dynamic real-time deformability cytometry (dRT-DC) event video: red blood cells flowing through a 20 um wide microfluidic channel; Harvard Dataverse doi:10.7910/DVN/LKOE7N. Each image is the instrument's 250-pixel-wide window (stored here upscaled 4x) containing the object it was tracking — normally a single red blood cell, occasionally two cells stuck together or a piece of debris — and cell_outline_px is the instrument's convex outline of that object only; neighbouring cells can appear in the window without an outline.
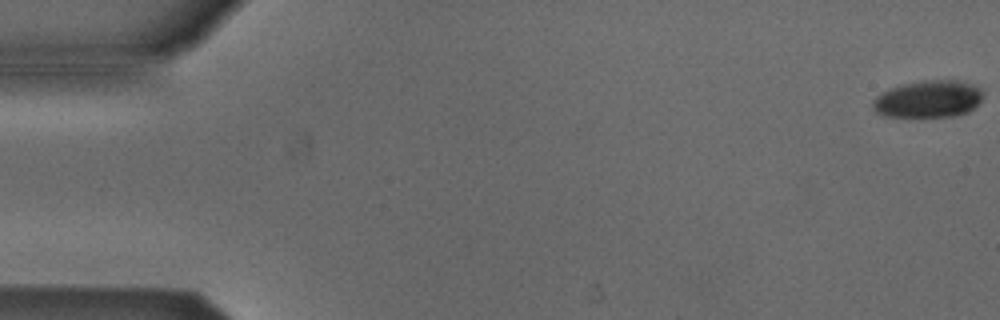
{"species": "Egyptian fruit bat (a non-hibernating species)", "species_latin": "Rousettus aegyptiacus", "temperature_condition": "cold", "stored_images_in_passage": 54, "camera_frame_rate_fps": 3000, "um_per_image_px": 0.085, "animal": {"sex": "male"}, "frame": {"image": 1, "passage_image": 1, "time_ms": 0.0, "image_size_px": [1000, 320], "cell_outline_px": [[984, 92], [980, 100], [968, 112], [956, 116], [884, 116], [876, 112], [872, 108], [872, 100], [876, 96], [892, 88], [904, 84], [924, 80], [956, 80], [972, 84], [980, 88]], "centroid_in_image_um": [78.9, 8.41], "position_along_channel_um": 6.1, "area_um2": 23.64}}
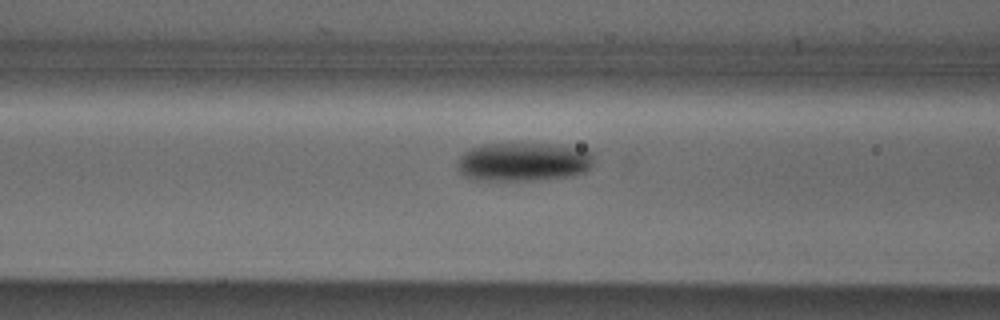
{"frame": {"image": 2, "passage_image": 22, "time_ms": 7.0, "image_size_px": [1000, 320], "cell_outline_px": [[592, 168], [584, 172], [572, 176], [532, 180], [476, 180], [464, 176], [456, 168], [456, 164], [460, 156], [464, 152], [480, 144], [552, 144], [588, 148], [592, 152]], "centroid_in_image_um": [44.51, 13.75], "position_along_channel_um": 122.1, "area_um2": 31.15}}
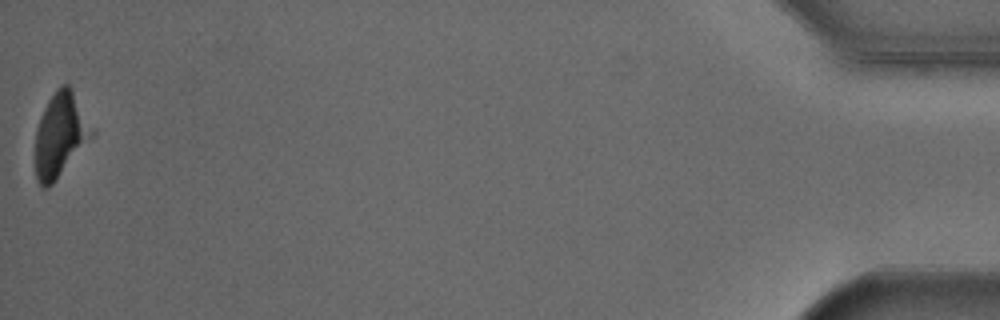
{"frame": {"image": 3, "passage_image": 54, "time_ms": 17.667, "image_size_px": [1000, 320], "cell_outline_px": [[96, 132], [52, 184], [48, 188], [44, 188], [36, 180], [36, 128], [40, 116], [48, 100], [56, 88], [60, 84], [68, 84], [72, 88], [96, 128]], "centroid_in_image_um": [5.16, 11.4], "position_along_channel_um": 430.0, "area_um2": 27.92}, "authors_computed_cell_mechanics": {"area_um2": 28.4954, "velocity_mm_per_s": 3.8515, "shape_relaxation_time_tau1_ms": null, "shape_relaxation_time_tau2_ms": 5.1433, "deformation_change_tau1": null, "deformation_change_tau2": 0.0721}}